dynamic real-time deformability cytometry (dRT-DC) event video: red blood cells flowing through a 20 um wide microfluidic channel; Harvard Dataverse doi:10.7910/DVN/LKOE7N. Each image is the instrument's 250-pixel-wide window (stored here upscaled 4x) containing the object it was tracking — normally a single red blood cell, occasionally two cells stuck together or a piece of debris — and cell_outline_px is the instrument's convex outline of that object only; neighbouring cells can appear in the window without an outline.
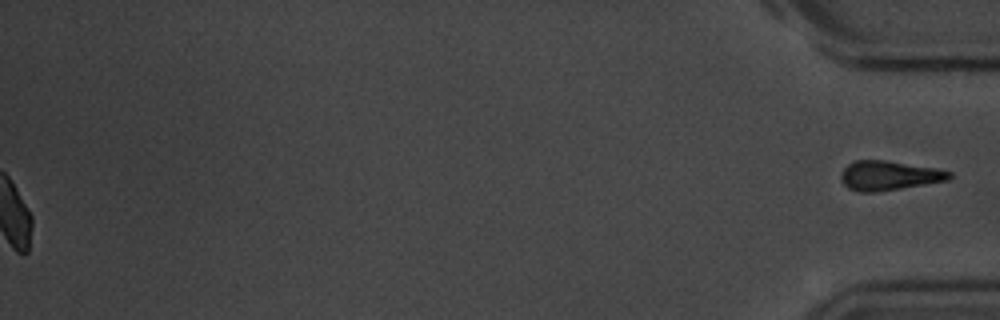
{"species": "common noctule bat (a hibernating species)", "species_latin": "Nyctalus noctula", "temperature_condition": "room temperature", "stored_images_in_passage": 57, "segment_of_instrument_passage": [2, 2], "camera_frame_rate_fps": 3000, "um_per_image_px": 0.085, "animal": {"sex": "male", "body_mass_g": 20.1, "forearm_length_mm": 53.5}, "frame": {"image": 1, "passage_image": 57, "time_ms": 18.667, "image_size_px": [1000, 320], "cell_outline_px": [[952, 176], [948, 180], [876, 192], [856, 192], [848, 188], [840, 180], [840, 172], [848, 164], [856, 160], [884, 160], [936, 168], [952, 172]], "centroid_in_image_um": [75.52, 14.92], "position_along_channel_um": 359.7, "area_um2": 18.55}}